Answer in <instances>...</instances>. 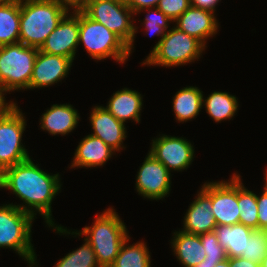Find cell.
Segmentation results:
<instances>
[{
  "instance_id": "1",
  "label": "cell",
  "mask_w": 267,
  "mask_h": 267,
  "mask_svg": "<svg viewBox=\"0 0 267 267\" xmlns=\"http://www.w3.org/2000/svg\"><path fill=\"white\" fill-rule=\"evenodd\" d=\"M59 173L43 171L31 158L4 169L0 173V189H8L25 204H13L34 218L42 215L46 224L56 225L53 221L51 204L61 191Z\"/></svg>"
},
{
  "instance_id": "2",
  "label": "cell",
  "mask_w": 267,
  "mask_h": 267,
  "mask_svg": "<svg viewBox=\"0 0 267 267\" xmlns=\"http://www.w3.org/2000/svg\"><path fill=\"white\" fill-rule=\"evenodd\" d=\"M56 233L82 236L93 248L100 267H111L119 253L122 243L128 238V230L113 207L96 216L93 225L80 231H70L60 225H54Z\"/></svg>"
},
{
  "instance_id": "3",
  "label": "cell",
  "mask_w": 267,
  "mask_h": 267,
  "mask_svg": "<svg viewBox=\"0 0 267 267\" xmlns=\"http://www.w3.org/2000/svg\"><path fill=\"white\" fill-rule=\"evenodd\" d=\"M68 12L55 0H20L19 43L40 49Z\"/></svg>"
},
{
  "instance_id": "4",
  "label": "cell",
  "mask_w": 267,
  "mask_h": 267,
  "mask_svg": "<svg viewBox=\"0 0 267 267\" xmlns=\"http://www.w3.org/2000/svg\"><path fill=\"white\" fill-rule=\"evenodd\" d=\"M32 215L12 204L0 206V248H9L21 256L29 267L37 266L31 243Z\"/></svg>"
},
{
  "instance_id": "5",
  "label": "cell",
  "mask_w": 267,
  "mask_h": 267,
  "mask_svg": "<svg viewBox=\"0 0 267 267\" xmlns=\"http://www.w3.org/2000/svg\"><path fill=\"white\" fill-rule=\"evenodd\" d=\"M203 51L205 46L199 40L174 26L155 44L142 65L177 67L198 61Z\"/></svg>"
},
{
  "instance_id": "6",
  "label": "cell",
  "mask_w": 267,
  "mask_h": 267,
  "mask_svg": "<svg viewBox=\"0 0 267 267\" xmlns=\"http://www.w3.org/2000/svg\"><path fill=\"white\" fill-rule=\"evenodd\" d=\"M38 50L22 43L0 46V89L5 95L29 88Z\"/></svg>"
},
{
  "instance_id": "7",
  "label": "cell",
  "mask_w": 267,
  "mask_h": 267,
  "mask_svg": "<svg viewBox=\"0 0 267 267\" xmlns=\"http://www.w3.org/2000/svg\"><path fill=\"white\" fill-rule=\"evenodd\" d=\"M78 43L83 44L90 57L103 60L112 57L124 64L129 58V47L103 24L79 11Z\"/></svg>"
},
{
  "instance_id": "8",
  "label": "cell",
  "mask_w": 267,
  "mask_h": 267,
  "mask_svg": "<svg viewBox=\"0 0 267 267\" xmlns=\"http://www.w3.org/2000/svg\"><path fill=\"white\" fill-rule=\"evenodd\" d=\"M82 11L115 33L129 47L130 56L138 27L132 23L135 15L124 1L89 0Z\"/></svg>"
},
{
  "instance_id": "9",
  "label": "cell",
  "mask_w": 267,
  "mask_h": 267,
  "mask_svg": "<svg viewBox=\"0 0 267 267\" xmlns=\"http://www.w3.org/2000/svg\"><path fill=\"white\" fill-rule=\"evenodd\" d=\"M25 116L13 102L0 114V173L30 158L22 136L26 128Z\"/></svg>"
},
{
  "instance_id": "10",
  "label": "cell",
  "mask_w": 267,
  "mask_h": 267,
  "mask_svg": "<svg viewBox=\"0 0 267 267\" xmlns=\"http://www.w3.org/2000/svg\"><path fill=\"white\" fill-rule=\"evenodd\" d=\"M136 175V190L150 200L166 197L171 189V172L148 152Z\"/></svg>"
},
{
  "instance_id": "11",
  "label": "cell",
  "mask_w": 267,
  "mask_h": 267,
  "mask_svg": "<svg viewBox=\"0 0 267 267\" xmlns=\"http://www.w3.org/2000/svg\"><path fill=\"white\" fill-rule=\"evenodd\" d=\"M194 146L183 137L162 134L152 140L149 153L171 172L183 171L194 159Z\"/></svg>"
},
{
  "instance_id": "12",
  "label": "cell",
  "mask_w": 267,
  "mask_h": 267,
  "mask_svg": "<svg viewBox=\"0 0 267 267\" xmlns=\"http://www.w3.org/2000/svg\"><path fill=\"white\" fill-rule=\"evenodd\" d=\"M212 213L217 226L239 223L238 174L227 181H212Z\"/></svg>"
},
{
  "instance_id": "13",
  "label": "cell",
  "mask_w": 267,
  "mask_h": 267,
  "mask_svg": "<svg viewBox=\"0 0 267 267\" xmlns=\"http://www.w3.org/2000/svg\"><path fill=\"white\" fill-rule=\"evenodd\" d=\"M79 36V11L68 13L39 49L50 55L75 59Z\"/></svg>"
},
{
  "instance_id": "14",
  "label": "cell",
  "mask_w": 267,
  "mask_h": 267,
  "mask_svg": "<svg viewBox=\"0 0 267 267\" xmlns=\"http://www.w3.org/2000/svg\"><path fill=\"white\" fill-rule=\"evenodd\" d=\"M216 226L212 213V182H205L186 211L181 230L200 235L214 231Z\"/></svg>"
},
{
  "instance_id": "15",
  "label": "cell",
  "mask_w": 267,
  "mask_h": 267,
  "mask_svg": "<svg viewBox=\"0 0 267 267\" xmlns=\"http://www.w3.org/2000/svg\"><path fill=\"white\" fill-rule=\"evenodd\" d=\"M73 60L38 50L28 89L44 88L62 81L71 69Z\"/></svg>"
},
{
  "instance_id": "16",
  "label": "cell",
  "mask_w": 267,
  "mask_h": 267,
  "mask_svg": "<svg viewBox=\"0 0 267 267\" xmlns=\"http://www.w3.org/2000/svg\"><path fill=\"white\" fill-rule=\"evenodd\" d=\"M90 113L89 120L93 129L90 135L101 139L116 152L125 149V124L117 120L104 106H94Z\"/></svg>"
},
{
  "instance_id": "17",
  "label": "cell",
  "mask_w": 267,
  "mask_h": 267,
  "mask_svg": "<svg viewBox=\"0 0 267 267\" xmlns=\"http://www.w3.org/2000/svg\"><path fill=\"white\" fill-rule=\"evenodd\" d=\"M211 11L190 6L176 22L175 27L199 40L205 47L208 38L217 34L219 23Z\"/></svg>"
},
{
  "instance_id": "18",
  "label": "cell",
  "mask_w": 267,
  "mask_h": 267,
  "mask_svg": "<svg viewBox=\"0 0 267 267\" xmlns=\"http://www.w3.org/2000/svg\"><path fill=\"white\" fill-rule=\"evenodd\" d=\"M115 152L104 141L89 134L81 139L75 149L74 158L71 161L70 167L96 168L103 166L113 154H116Z\"/></svg>"
},
{
  "instance_id": "19",
  "label": "cell",
  "mask_w": 267,
  "mask_h": 267,
  "mask_svg": "<svg viewBox=\"0 0 267 267\" xmlns=\"http://www.w3.org/2000/svg\"><path fill=\"white\" fill-rule=\"evenodd\" d=\"M71 104H53L40 118V128L50 135H67L79 123V113Z\"/></svg>"
},
{
  "instance_id": "20",
  "label": "cell",
  "mask_w": 267,
  "mask_h": 267,
  "mask_svg": "<svg viewBox=\"0 0 267 267\" xmlns=\"http://www.w3.org/2000/svg\"><path fill=\"white\" fill-rule=\"evenodd\" d=\"M143 106V97L140 92L129 88L113 93L105 108L120 122L133 120L139 123Z\"/></svg>"
},
{
  "instance_id": "21",
  "label": "cell",
  "mask_w": 267,
  "mask_h": 267,
  "mask_svg": "<svg viewBox=\"0 0 267 267\" xmlns=\"http://www.w3.org/2000/svg\"><path fill=\"white\" fill-rule=\"evenodd\" d=\"M171 240V247L177 261L184 267H195L204 261L206 254L199 235L175 231Z\"/></svg>"
},
{
  "instance_id": "22",
  "label": "cell",
  "mask_w": 267,
  "mask_h": 267,
  "mask_svg": "<svg viewBox=\"0 0 267 267\" xmlns=\"http://www.w3.org/2000/svg\"><path fill=\"white\" fill-rule=\"evenodd\" d=\"M252 228L243 224L218 225L214 229L219 243L224 247L227 257H240L246 251Z\"/></svg>"
},
{
  "instance_id": "23",
  "label": "cell",
  "mask_w": 267,
  "mask_h": 267,
  "mask_svg": "<svg viewBox=\"0 0 267 267\" xmlns=\"http://www.w3.org/2000/svg\"><path fill=\"white\" fill-rule=\"evenodd\" d=\"M203 92L194 86L183 87L173 97V111L178 122L195 119L203 107Z\"/></svg>"
},
{
  "instance_id": "24",
  "label": "cell",
  "mask_w": 267,
  "mask_h": 267,
  "mask_svg": "<svg viewBox=\"0 0 267 267\" xmlns=\"http://www.w3.org/2000/svg\"><path fill=\"white\" fill-rule=\"evenodd\" d=\"M20 0L0 4V46L19 43Z\"/></svg>"
},
{
  "instance_id": "25",
  "label": "cell",
  "mask_w": 267,
  "mask_h": 267,
  "mask_svg": "<svg viewBox=\"0 0 267 267\" xmlns=\"http://www.w3.org/2000/svg\"><path fill=\"white\" fill-rule=\"evenodd\" d=\"M203 106L208 115L215 121L232 119L238 110V98L229 92L214 91L206 99L203 97Z\"/></svg>"
},
{
  "instance_id": "26",
  "label": "cell",
  "mask_w": 267,
  "mask_h": 267,
  "mask_svg": "<svg viewBox=\"0 0 267 267\" xmlns=\"http://www.w3.org/2000/svg\"><path fill=\"white\" fill-rule=\"evenodd\" d=\"M130 237L122 243L111 267H151V255L145 242L127 245Z\"/></svg>"
},
{
  "instance_id": "27",
  "label": "cell",
  "mask_w": 267,
  "mask_h": 267,
  "mask_svg": "<svg viewBox=\"0 0 267 267\" xmlns=\"http://www.w3.org/2000/svg\"><path fill=\"white\" fill-rule=\"evenodd\" d=\"M239 223L252 229H258V209L256 194L248 190L238 174Z\"/></svg>"
},
{
  "instance_id": "28",
  "label": "cell",
  "mask_w": 267,
  "mask_h": 267,
  "mask_svg": "<svg viewBox=\"0 0 267 267\" xmlns=\"http://www.w3.org/2000/svg\"><path fill=\"white\" fill-rule=\"evenodd\" d=\"M54 267H100L96 254L84 238V244L76 250L69 252L60 259Z\"/></svg>"
},
{
  "instance_id": "29",
  "label": "cell",
  "mask_w": 267,
  "mask_h": 267,
  "mask_svg": "<svg viewBox=\"0 0 267 267\" xmlns=\"http://www.w3.org/2000/svg\"><path fill=\"white\" fill-rule=\"evenodd\" d=\"M267 254V229H253L246 251L240 257L261 264Z\"/></svg>"
},
{
  "instance_id": "30",
  "label": "cell",
  "mask_w": 267,
  "mask_h": 267,
  "mask_svg": "<svg viewBox=\"0 0 267 267\" xmlns=\"http://www.w3.org/2000/svg\"><path fill=\"white\" fill-rule=\"evenodd\" d=\"M147 11L146 17L143 20V25L145 26V31L151 35L160 36L162 38L166 34L170 27V23H174L169 17H167L162 11H160L157 7L155 8H146L140 10L137 14L141 13V11Z\"/></svg>"
},
{
  "instance_id": "31",
  "label": "cell",
  "mask_w": 267,
  "mask_h": 267,
  "mask_svg": "<svg viewBox=\"0 0 267 267\" xmlns=\"http://www.w3.org/2000/svg\"><path fill=\"white\" fill-rule=\"evenodd\" d=\"M199 237L206 254L204 260L209 262H221L228 258L224 247L219 243L214 231L200 234Z\"/></svg>"
},
{
  "instance_id": "32",
  "label": "cell",
  "mask_w": 267,
  "mask_h": 267,
  "mask_svg": "<svg viewBox=\"0 0 267 267\" xmlns=\"http://www.w3.org/2000/svg\"><path fill=\"white\" fill-rule=\"evenodd\" d=\"M190 6V0H160L157 8L172 21H175Z\"/></svg>"
},
{
  "instance_id": "33",
  "label": "cell",
  "mask_w": 267,
  "mask_h": 267,
  "mask_svg": "<svg viewBox=\"0 0 267 267\" xmlns=\"http://www.w3.org/2000/svg\"><path fill=\"white\" fill-rule=\"evenodd\" d=\"M258 209V229H267V186L261 196L256 195Z\"/></svg>"
},
{
  "instance_id": "34",
  "label": "cell",
  "mask_w": 267,
  "mask_h": 267,
  "mask_svg": "<svg viewBox=\"0 0 267 267\" xmlns=\"http://www.w3.org/2000/svg\"><path fill=\"white\" fill-rule=\"evenodd\" d=\"M160 0H126L125 3L131 8L134 14L146 8L157 7Z\"/></svg>"
},
{
  "instance_id": "35",
  "label": "cell",
  "mask_w": 267,
  "mask_h": 267,
  "mask_svg": "<svg viewBox=\"0 0 267 267\" xmlns=\"http://www.w3.org/2000/svg\"><path fill=\"white\" fill-rule=\"evenodd\" d=\"M58 2L63 8L68 11L76 12L82 11L89 0H55ZM70 9V10H69Z\"/></svg>"
},
{
  "instance_id": "36",
  "label": "cell",
  "mask_w": 267,
  "mask_h": 267,
  "mask_svg": "<svg viewBox=\"0 0 267 267\" xmlns=\"http://www.w3.org/2000/svg\"><path fill=\"white\" fill-rule=\"evenodd\" d=\"M220 1L221 0H190V5L215 13L216 5H218Z\"/></svg>"
},
{
  "instance_id": "37",
  "label": "cell",
  "mask_w": 267,
  "mask_h": 267,
  "mask_svg": "<svg viewBox=\"0 0 267 267\" xmlns=\"http://www.w3.org/2000/svg\"><path fill=\"white\" fill-rule=\"evenodd\" d=\"M231 267H261V264L254 263L251 260L242 257L230 258Z\"/></svg>"
},
{
  "instance_id": "38",
  "label": "cell",
  "mask_w": 267,
  "mask_h": 267,
  "mask_svg": "<svg viewBox=\"0 0 267 267\" xmlns=\"http://www.w3.org/2000/svg\"><path fill=\"white\" fill-rule=\"evenodd\" d=\"M5 94L0 89V114L4 112L12 103L13 101H10L9 103L6 102Z\"/></svg>"
},
{
  "instance_id": "39",
  "label": "cell",
  "mask_w": 267,
  "mask_h": 267,
  "mask_svg": "<svg viewBox=\"0 0 267 267\" xmlns=\"http://www.w3.org/2000/svg\"><path fill=\"white\" fill-rule=\"evenodd\" d=\"M218 262H209L207 260H204L197 264L195 267H214Z\"/></svg>"
},
{
  "instance_id": "40",
  "label": "cell",
  "mask_w": 267,
  "mask_h": 267,
  "mask_svg": "<svg viewBox=\"0 0 267 267\" xmlns=\"http://www.w3.org/2000/svg\"><path fill=\"white\" fill-rule=\"evenodd\" d=\"M214 267H231L230 259L227 258L221 262H218Z\"/></svg>"
},
{
  "instance_id": "41",
  "label": "cell",
  "mask_w": 267,
  "mask_h": 267,
  "mask_svg": "<svg viewBox=\"0 0 267 267\" xmlns=\"http://www.w3.org/2000/svg\"><path fill=\"white\" fill-rule=\"evenodd\" d=\"M261 267H267V254H266L265 257L262 259Z\"/></svg>"
},
{
  "instance_id": "42",
  "label": "cell",
  "mask_w": 267,
  "mask_h": 267,
  "mask_svg": "<svg viewBox=\"0 0 267 267\" xmlns=\"http://www.w3.org/2000/svg\"><path fill=\"white\" fill-rule=\"evenodd\" d=\"M15 0H0V4H5V3H9Z\"/></svg>"
},
{
  "instance_id": "43",
  "label": "cell",
  "mask_w": 267,
  "mask_h": 267,
  "mask_svg": "<svg viewBox=\"0 0 267 267\" xmlns=\"http://www.w3.org/2000/svg\"><path fill=\"white\" fill-rule=\"evenodd\" d=\"M265 185L267 186V170H266V173H265Z\"/></svg>"
}]
</instances>
